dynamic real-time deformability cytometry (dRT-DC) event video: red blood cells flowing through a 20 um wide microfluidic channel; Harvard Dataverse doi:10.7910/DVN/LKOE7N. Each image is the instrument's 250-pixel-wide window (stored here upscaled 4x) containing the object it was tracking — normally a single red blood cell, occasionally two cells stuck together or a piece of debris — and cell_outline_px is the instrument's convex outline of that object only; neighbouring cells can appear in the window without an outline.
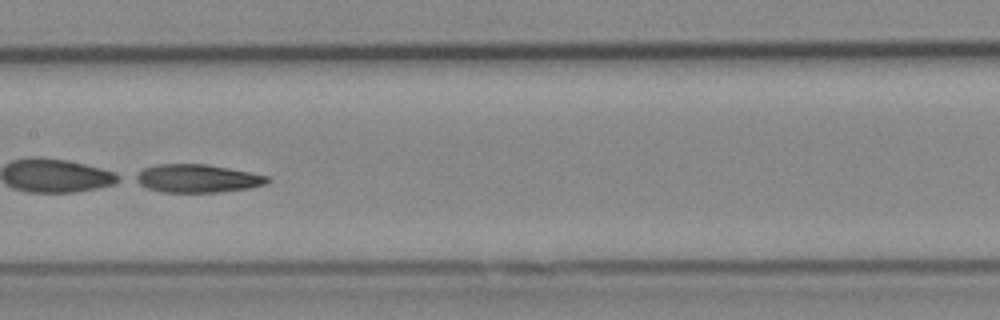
{"species": "Egyptian fruit bat (a non-hibernating species)", "species_latin": "Rousettus aegyptiacus", "temperature_condition": "cold", "stored_images_in_passage": 41, "camera_frame_rate_fps": 3000, "um_per_image_px": 0.085, "animal": {"sex": "female"}, "frame": {"image": 1, "passage_image": 27, "time_ms": 8.667, "image_size_px": [1000, 320], "cell_outline_px": [[272, 180], [264, 184], [248, 188], [220, 192], [160, 192], [148, 188], [132, 180], [132, 176], [144, 168], [156, 164], [208, 164], [268, 176]], "centroid_in_image_um": [16.71, 15.16], "position_along_channel_um": 190.7, "area_um2": 21.68}}